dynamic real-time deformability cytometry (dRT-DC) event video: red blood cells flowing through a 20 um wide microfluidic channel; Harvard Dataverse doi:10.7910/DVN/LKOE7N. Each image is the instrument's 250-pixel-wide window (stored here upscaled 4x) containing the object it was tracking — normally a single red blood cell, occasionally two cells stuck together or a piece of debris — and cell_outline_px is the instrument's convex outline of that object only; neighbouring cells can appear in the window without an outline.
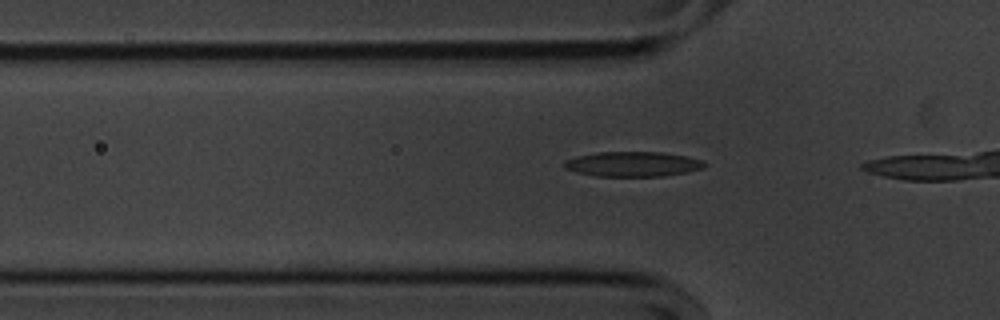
{"species": "common noctule bat (a hibernating species)", "species_latin": "Nyctalus noctula", "temperature_condition": "cold", "stored_images_in_passage": 7, "camera_frame_rate_fps": 3000, "um_per_image_px": 0.085, "animal": {"sex": "male", "body_mass_g": 20.1, "forearm_length_mm": 53.5}, "frame": {"image": 1, "passage_image": 4, "time_ms": 1.0, "image_size_px": [1000, 320], "cell_outline_px": [[708, 164], [704, 168], [688, 172], [664, 176], [596, 176], [576, 172], [564, 168], [564, 164], [568, 160], [576, 156], [596, 152], [664, 152], [684, 156], [700, 160]], "centroid_in_image_um": [53.81, 13.95], "position_along_channel_um": 72.0, "area_um2": 20.35}}